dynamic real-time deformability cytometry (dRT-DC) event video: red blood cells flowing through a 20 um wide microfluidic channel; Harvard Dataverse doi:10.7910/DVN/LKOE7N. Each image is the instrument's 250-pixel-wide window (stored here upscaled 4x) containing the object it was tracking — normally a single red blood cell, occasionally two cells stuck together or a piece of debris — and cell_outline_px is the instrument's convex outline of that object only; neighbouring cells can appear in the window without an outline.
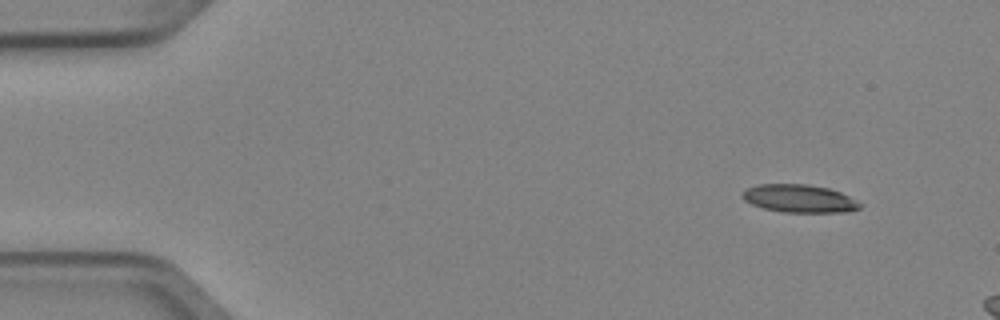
{"species": "Egyptian fruit bat (a non-hibernating species)", "species_latin": "Rousettus aegyptiacus", "temperature_condition": "cold", "stored_images_in_passage": 5, "camera_frame_rate_fps": 3000, "um_per_image_px": 0.085, "animal": {"sex": "female"}, "frame": {"image": 1, "passage_image": 1, "time_ms": 0.0, "image_size_px": [1000, 320], "cell_outline_px": [[864, 204], [860, 208], [844, 212], [784, 212], [764, 208], [752, 204], [744, 200], [740, 196], [748, 188], [760, 184], [808, 184], [828, 188], [840, 192]], "centroid_in_image_um": [67.96, 16.87], "position_along_channel_um": 17.0, "area_um2": 19.02}}